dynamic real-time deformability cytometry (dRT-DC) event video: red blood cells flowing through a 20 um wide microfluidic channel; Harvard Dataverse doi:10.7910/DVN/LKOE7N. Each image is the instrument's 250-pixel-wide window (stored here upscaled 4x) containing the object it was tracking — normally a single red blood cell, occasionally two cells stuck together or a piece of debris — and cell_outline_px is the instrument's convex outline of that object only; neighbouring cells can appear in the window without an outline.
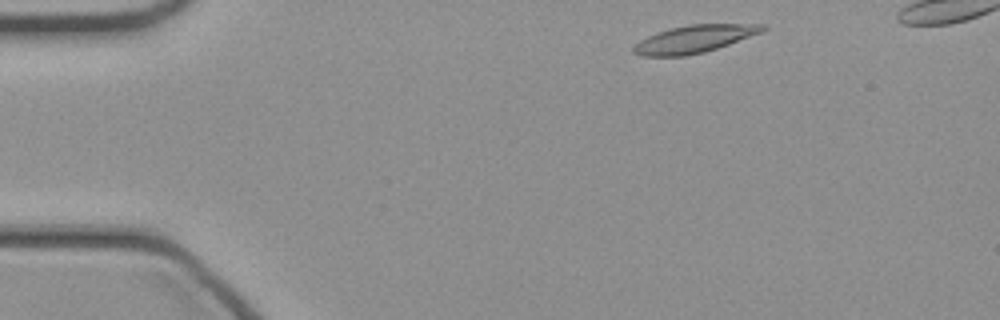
{"species": "common noctule bat (a hibernating species)", "species_latin": "Nyctalus noctula", "temperature_condition": "cold", "stored_images_in_passage": 39, "camera_frame_rate_fps": 3000, "um_per_image_px": 0.085, "animal": {"sex": "female", "body_mass_g": 21.9}, "frame": {"image": 1, "passage_image": 2, "time_ms": 0.333, "image_size_px": [1000, 320], "cell_outline_px": [[768, 28], [764, 32], [704, 52], [684, 56], [640, 56], [632, 52], [632, 48], [640, 40], [648, 36], [672, 28], [688, 24], [764, 24]], "centroid_in_image_um": [59.04, 3.31], "position_along_channel_um": 26.0, "area_um2": 20.58}}
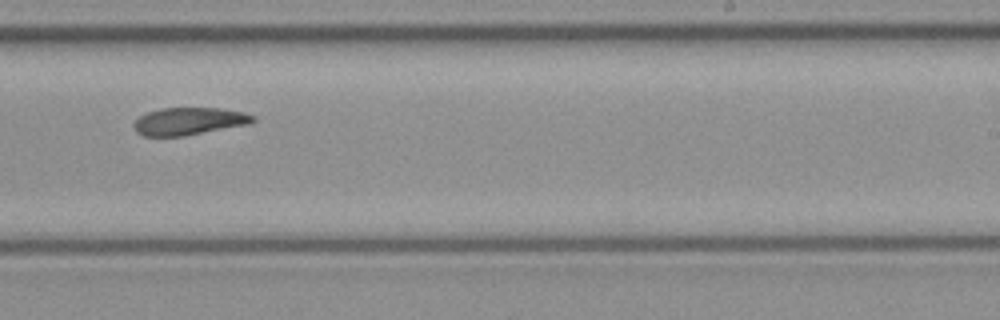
{"frame": {"image": 2, "passage_image": 24, "time_ms": 7.667, "image_size_px": [1000, 320], "cell_outline_px": [[256, 120], [252, 124], [184, 136], [144, 136], [136, 132], [132, 124], [140, 116], [148, 112], [160, 108], [220, 108], [244, 112], [256, 116]], "centroid_in_image_um": [16.11, 10.31], "position_along_channel_um": 272.9, "area_um2": 19.31}}
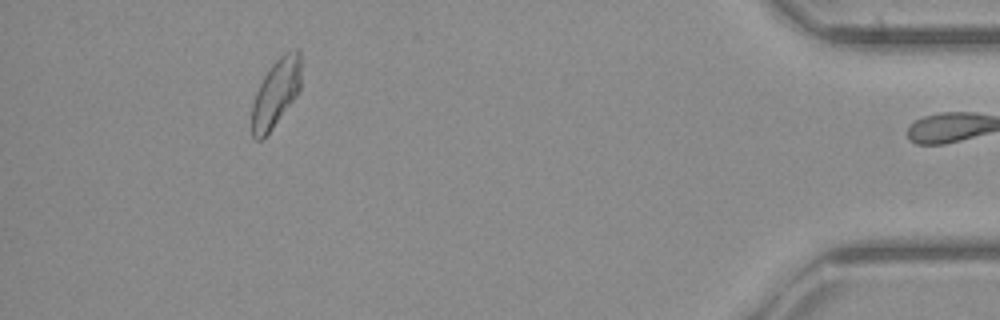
{"frame": {"image": 3, "passage_image": 38, "time_ms": 12.333, "image_size_px": [1000, 320], "cell_outline_px": [[300, 88], [296, 96], [272, 128], [260, 140], [256, 140], [252, 136], [252, 104], [256, 92], [264, 76], [272, 64], [284, 52], [296, 48], [300, 48]], "centroid_in_image_um": [23.45, 7.87], "position_along_channel_um": 411.7, "area_um2": 19.25}}